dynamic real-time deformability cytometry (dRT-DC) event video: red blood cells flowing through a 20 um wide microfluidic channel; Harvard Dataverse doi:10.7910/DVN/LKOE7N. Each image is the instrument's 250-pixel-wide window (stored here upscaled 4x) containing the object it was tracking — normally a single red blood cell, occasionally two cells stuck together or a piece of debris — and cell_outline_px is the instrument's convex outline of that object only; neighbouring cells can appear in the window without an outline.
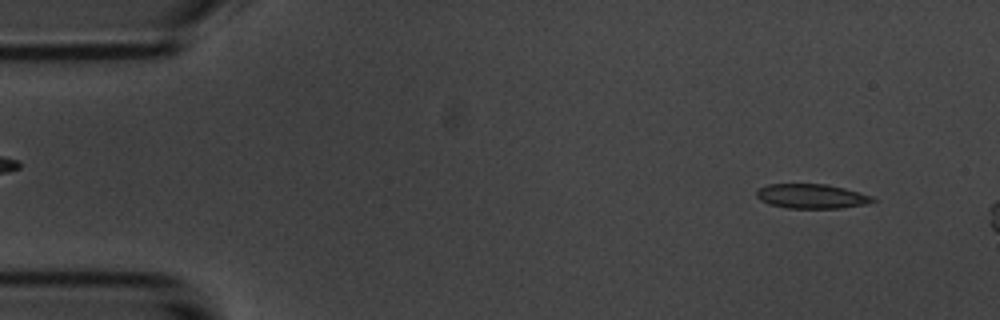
{"species": "common noctule bat (a hibernating species)", "species_latin": "Nyctalus noctula", "temperature_condition": "room temperature", "stored_images_in_passage": 8, "camera_frame_rate_fps": 3000, "um_per_image_px": 0.085, "animal": {"sex": "male", "body_mass_g": 20.1, "forearm_length_mm": 53.5}, "frame": {"image": 1, "passage_image": 1, "time_ms": 0.0, "image_size_px": [1000, 320], "cell_outline_px": [[876, 200], [864, 204], [840, 208], [788, 208], [768, 204], [760, 200], [756, 196], [756, 192], [760, 188], [768, 184], [828, 184], [844, 188], [872, 196]], "centroid_in_image_um": [68.95, 16.68], "position_along_channel_um": 16.1, "area_um2": 16.47}}